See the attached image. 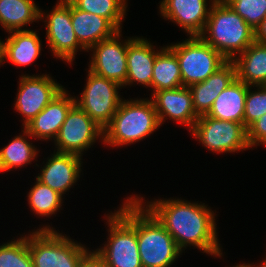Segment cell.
Segmentation results:
<instances>
[{
  "instance_id": "obj_1",
  "label": "cell",
  "mask_w": 266,
  "mask_h": 267,
  "mask_svg": "<svg viewBox=\"0 0 266 267\" xmlns=\"http://www.w3.org/2000/svg\"><path fill=\"white\" fill-rule=\"evenodd\" d=\"M173 237L181 250L193 244L206 253L220 255L214 216L205 206L184 201H157L148 209Z\"/></svg>"
},
{
  "instance_id": "obj_2",
  "label": "cell",
  "mask_w": 266,
  "mask_h": 267,
  "mask_svg": "<svg viewBox=\"0 0 266 267\" xmlns=\"http://www.w3.org/2000/svg\"><path fill=\"white\" fill-rule=\"evenodd\" d=\"M204 31L210 32V38L203 36ZM200 37L227 61H232L236 51L242 53L255 42V30L224 0H214Z\"/></svg>"
},
{
  "instance_id": "obj_3",
  "label": "cell",
  "mask_w": 266,
  "mask_h": 267,
  "mask_svg": "<svg viewBox=\"0 0 266 267\" xmlns=\"http://www.w3.org/2000/svg\"><path fill=\"white\" fill-rule=\"evenodd\" d=\"M133 200L109 217V244L96 252L107 267H142L136 237V198Z\"/></svg>"
},
{
  "instance_id": "obj_4",
  "label": "cell",
  "mask_w": 266,
  "mask_h": 267,
  "mask_svg": "<svg viewBox=\"0 0 266 267\" xmlns=\"http://www.w3.org/2000/svg\"><path fill=\"white\" fill-rule=\"evenodd\" d=\"M136 200V237L142 267H169L181 251L165 227ZM143 212V213H142Z\"/></svg>"
},
{
  "instance_id": "obj_5",
  "label": "cell",
  "mask_w": 266,
  "mask_h": 267,
  "mask_svg": "<svg viewBox=\"0 0 266 267\" xmlns=\"http://www.w3.org/2000/svg\"><path fill=\"white\" fill-rule=\"evenodd\" d=\"M159 125L153 101H121L111 122L104 128L107 133L104 142L112 145L132 143L151 134Z\"/></svg>"
},
{
  "instance_id": "obj_6",
  "label": "cell",
  "mask_w": 266,
  "mask_h": 267,
  "mask_svg": "<svg viewBox=\"0 0 266 267\" xmlns=\"http://www.w3.org/2000/svg\"><path fill=\"white\" fill-rule=\"evenodd\" d=\"M176 55L183 86L190 87L205 81L222 67L227 60L200 36L169 47Z\"/></svg>"
},
{
  "instance_id": "obj_7",
  "label": "cell",
  "mask_w": 266,
  "mask_h": 267,
  "mask_svg": "<svg viewBox=\"0 0 266 267\" xmlns=\"http://www.w3.org/2000/svg\"><path fill=\"white\" fill-rule=\"evenodd\" d=\"M28 248L34 267H77L87 253L80 245L46 227L31 235Z\"/></svg>"
},
{
  "instance_id": "obj_8",
  "label": "cell",
  "mask_w": 266,
  "mask_h": 267,
  "mask_svg": "<svg viewBox=\"0 0 266 267\" xmlns=\"http://www.w3.org/2000/svg\"><path fill=\"white\" fill-rule=\"evenodd\" d=\"M119 84L89 70L88 82L76 104L103 129L111 122L121 103ZM79 102V103H77Z\"/></svg>"
},
{
  "instance_id": "obj_9",
  "label": "cell",
  "mask_w": 266,
  "mask_h": 267,
  "mask_svg": "<svg viewBox=\"0 0 266 267\" xmlns=\"http://www.w3.org/2000/svg\"><path fill=\"white\" fill-rule=\"evenodd\" d=\"M192 131L212 151L234 152L249 148L247 129L242 123L217 120L205 114L199 116Z\"/></svg>"
},
{
  "instance_id": "obj_10",
  "label": "cell",
  "mask_w": 266,
  "mask_h": 267,
  "mask_svg": "<svg viewBox=\"0 0 266 267\" xmlns=\"http://www.w3.org/2000/svg\"><path fill=\"white\" fill-rule=\"evenodd\" d=\"M103 132L104 129L75 104L68 112L56 137L58 151L79 155Z\"/></svg>"
},
{
  "instance_id": "obj_11",
  "label": "cell",
  "mask_w": 266,
  "mask_h": 267,
  "mask_svg": "<svg viewBox=\"0 0 266 267\" xmlns=\"http://www.w3.org/2000/svg\"><path fill=\"white\" fill-rule=\"evenodd\" d=\"M119 33L120 31L90 47L96 48L90 71L121 86L126 84L127 50L128 44L132 40H128V42H125L126 44L121 46V43H118L117 39H115L119 37Z\"/></svg>"
},
{
  "instance_id": "obj_12",
  "label": "cell",
  "mask_w": 266,
  "mask_h": 267,
  "mask_svg": "<svg viewBox=\"0 0 266 267\" xmlns=\"http://www.w3.org/2000/svg\"><path fill=\"white\" fill-rule=\"evenodd\" d=\"M16 109L26 117L25 125L40 113L64 89L49 76H23Z\"/></svg>"
},
{
  "instance_id": "obj_13",
  "label": "cell",
  "mask_w": 266,
  "mask_h": 267,
  "mask_svg": "<svg viewBox=\"0 0 266 267\" xmlns=\"http://www.w3.org/2000/svg\"><path fill=\"white\" fill-rule=\"evenodd\" d=\"M47 24V40L55 56L71 62L75 57L77 45L71 22V1L61 0L50 15Z\"/></svg>"
},
{
  "instance_id": "obj_14",
  "label": "cell",
  "mask_w": 266,
  "mask_h": 267,
  "mask_svg": "<svg viewBox=\"0 0 266 267\" xmlns=\"http://www.w3.org/2000/svg\"><path fill=\"white\" fill-rule=\"evenodd\" d=\"M153 97L152 101L160 124L165 113L172 119L193 128L199 116L194 111L189 87L181 86L176 89L160 90L154 92Z\"/></svg>"
},
{
  "instance_id": "obj_15",
  "label": "cell",
  "mask_w": 266,
  "mask_h": 267,
  "mask_svg": "<svg viewBox=\"0 0 266 267\" xmlns=\"http://www.w3.org/2000/svg\"><path fill=\"white\" fill-rule=\"evenodd\" d=\"M75 104L76 100L68 98L63 90L25 125L24 134L44 139L55 135L56 138L68 112Z\"/></svg>"
},
{
  "instance_id": "obj_16",
  "label": "cell",
  "mask_w": 266,
  "mask_h": 267,
  "mask_svg": "<svg viewBox=\"0 0 266 267\" xmlns=\"http://www.w3.org/2000/svg\"><path fill=\"white\" fill-rule=\"evenodd\" d=\"M236 78L235 64L227 61L205 81L191 85L189 89L196 114L198 116L207 114L217 96Z\"/></svg>"
},
{
  "instance_id": "obj_17",
  "label": "cell",
  "mask_w": 266,
  "mask_h": 267,
  "mask_svg": "<svg viewBox=\"0 0 266 267\" xmlns=\"http://www.w3.org/2000/svg\"><path fill=\"white\" fill-rule=\"evenodd\" d=\"M161 13L182 26L190 35L200 36L209 17L206 0H163Z\"/></svg>"
},
{
  "instance_id": "obj_18",
  "label": "cell",
  "mask_w": 266,
  "mask_h": 267,
  "mask_svg": "<svg viewBox=\"0 0 266 267\" xmlns=\"http://www.w3.org/2000/svg\"><path fill=\"white\" fill-rule=\"evenodd\" d=\"M71 22L83 49L112 37L118 30L106 19L78 9L71 2Z\"/></svg>"
},
{
  "instance_id": "obj_19",
  "label": "cell",
  "mask_w": 266,
  "mask_h": 267,
  "mask_svg": "<svg viewBox=\"0 0 266 267\" xmlns=\"http://www.w3.org/2000/svg\"><path fill=\"white\" fill-rule=\"evenodd\" d=\"M80 155L57 152L49 159L37 180L61 195L68 190L79 176Z\"/></svg>"
},
{
  "instance_id": "obj_20",
  "label": "cell",
  "mask_w": 266,
  "mask_h": 267,
  "mask_svg": "<svg viewBox=\"0 0 266 267\" xmlns=\"http://www.w3.org/2000/svg\"><path fill=\"white\" fill-rule=\"evenodd\" d=\"M247 89L248 86L236 78L217 96L206 115L217 120L243 124Z\"/></svg>"
},
{
  "instance_id": "obj_21",
  "label": "cell",
  "mask_w": 266,
  "mask_h": 267,
  "mask_svg": "<svg viewBox=\"0 0 266 267\" xmlns=\"http://www.w3.org/2000/svg\"><path fill=\"white\" fill-rule=\"evenodd\" d=\"M157 54L152 46L144 39H132L127 50L126 83L137 81L151 86L153 67Z\"/></svg>"
},
{
  "instance_id": "obj_22",
  "label": "cell",
  "mask_w": 266,
  "mask_h": 267,
  "mask_svg": "<svg viewBox=\"0 0 266 267\" xmlns=\"http://www.w3.org/2000/svg\"><path fill=\"white\" fill-rule=\"evenodd\" d=\"M242 58L232 60L236 67L237 79L247 86H261L266 81V43L253 42L244 52Z\"/></svg>"
},
{
  "instance_id": "obj_23",
  "label": "cell",
  "mask_w": 266,
  "mask_h": 267,
  "mask_svg": "<svg viewBox=\"0 0 266 267\" xmlns=\"http://www.w3.org/2000/svg\"><path fill=\"white\" fill-rule=\"evenodd\" d=\"M40 44L35 32L15 31L6 43H2V58L8 57L16 65L30 64L39 56Z\"/></svg>"
},
{
  "instance_id": "obj_24",
  "label": "cell",
  "mask_w": 266,
  "mask_h": 267,
  "mask_svg": "<svg viewBox=\"0 0 266 267\" xmlns=\"http://www.w3.org/2000/svg\"><path fill=\"white\" fill-rule=\"evenodd\" d=\"M151 86L155 92L183 86L178 59L169 47L157 52Z\"/></svg>"
},
{
  "instance_id": "obj_25",
  "label": "cell",
  "mask_w": 266,
  "mask_h": 267,
  "mask_svg": "<svg viewBox=\"0 0 266 267\" xmlns=\"http://www.w3.org/2000/svg\"><path fill=\"white\" fill-rule=\"evenodd\" d=\"M42 16L32 0H0V23L9 33Z\"/></svg>"
},
{
  "instance_id": "obj_26",
  "label": "cell",
  "mask_w": 266,
  "mask_h": 267,
  "mask_svg": "<svg viewBox=\"0 0 266 267\" xmlns=\"http://www.w3.org/2000/svg\"><path fill=\"white\" fill-rule=\"evenodd\" d=\"M78 9L106 18L118 31L125 12L124 0H70Z\"/></svg>"
},
{
  "instance_id": "obj_27",
  "label": "cell",
  "mask_w": 266,
  "mask_h": 267,
  "mask_svg": "<svg viewBox=\"0 0 266 267\" xmlns=\"http://www.w3.org/2000/svg\"><path fill=\"white\" fill-rule=\"evenodd\" d=\"M36 155V150L22 137L15 139L0 150V171H6L14 166H21Z\"/></svg>"
},
{
  "instance_id": "obj_28",
  "label": "cell",
  "mask_w": 266,
  "mask_h": 267,
  "mask_svg": "<svg viewBox=\"0 0 266 267\" xmlns=\"http://www.w3.org/2000/svg\"><path fill=\"white\" fill-rule=\"evenodd\" d=\"M29 203L37 214H53L61 205V194L37 180L29 192Z\"/></svg>"
},
{
  "instance_id": "obj_29",
  "label": "cell",
  "mask_w": 266,
  "mask_h": 267,
  "mask_svg": "<svg viewBox=\"0 0 266 267\" xmlns=\"http://www.w3.org/2000/svg\"><path fill=\"white\" fill-rule=\"evenodd\" d=\"M0 267H34L28 248V238L0 246Z\"/></svg>"
},
{
  "instance_id": "obj_30",
  "label": "cell",
  "mask_w": 266,
  "mask_h": 267,
  "mask_svg": "<svg viewBox=\"0 0 266 267\" xmlns=\"http://www.w3.org/2000/svg\"><path fill=\"white\" fill-rule=\"evenodd\" d=\"M224 1L253 29H255L266 17V0Z\"/></svg>"
},
{
  "instance_id": "obj_31",
  "label": "cell",
  "mask_w": 266,
  "mask_h": 267,
  "mask_svg": "<svg viewBox=\"0 0 266 267\" xmlns=\"http://www.w3.org/2000/svg\"><path fill=\"white\" fill-rule=\"evenodd\" d=\"M261 91L250 93L248 86L245 98V113L243 125L248 129L258 118L266 113V88L261 85Z\"/></svg>"
},
{
  "instance_id": "obj_32",
  "label": "cell",
  "mask_w": 266,
  "mask_h": 267,
  "mask_svg": "<svg viewBox=\"0 0 266 267\" xmlns=\"http://www.w3.org/2000/svg\"><path fill=\"white\" fill-rule=\"evenodd\" d=\"M247 140L249 147L257 142L266 144V113L247 129Z\"/></svg>"
},
{
  "instance_id": "obj_33",
  "label": "cell",
  "mask_w": 266,
  "mask_h": 267,
  "mask_svg": "<svg viewBox=\"0 0 266 267\" xmlns=\"http://www.w3.org/2000/svg\"><path fill=\"white\" fill-rule=\"evenodd\" d=\"M77 267H107L104 260L96 253H86Z\"/></svg>"
},
{
  "instance_id": "obj_34",
  "label": "cell",
  "mask_w": 266,
  "mask_h": 267,
  "mask_svg": "<svg viewBox=\"0 0 266 267\" xmlns=\"http://www.w3.org/2000/svg\"><path fill=\"white\" fill-rule=\"evenodd\" d=\"M254 30L255 42L266 43V17Z\"/></svg>"
},
{
  "instance_id": "obj_35",
  "label": "cell",
  "mask_w": 266,
  "mask_h": 267,
  "mask_svg": "<svg viewBox=\"0 0 266 267\" xmlns=\"http://www.w3.org/2000/svg\"><path fill=\"white\" fill-rule=\"evenodd\" d=\"M2 43H3V42L0 41V63L2 62V60H4V59L2 58Z\"/></svg>"
},
{
  "instance_id": "obj_36",
  "label": "cell",
  "mask_w": 266,
  "mask_h": 267,
  "mask_svg": "<svg viewBox=\"0 0 266 267\" xmlns=\"http://www.w3.org/2000/svg\"><path fill=\"white\" fill-rule=\"evenodd\" d=\"M236 267H252V266H250V265H237Z\"/></svg>"
},
{
  "instance_id": "obj_37",
  "label": "cell",
  "mask_w": 266,
  "mask_h": 267,
  "mask_svg": "<svg viewBox=\"0 0 266 267\" xmlns=\"http://www.w3.org/2000/svg\"><path fill=\"white\" fill-rule=\"evenodd\" d=\"M262 267H266V261H265V263H263Z\"/></svg>"
}]
</instances>
